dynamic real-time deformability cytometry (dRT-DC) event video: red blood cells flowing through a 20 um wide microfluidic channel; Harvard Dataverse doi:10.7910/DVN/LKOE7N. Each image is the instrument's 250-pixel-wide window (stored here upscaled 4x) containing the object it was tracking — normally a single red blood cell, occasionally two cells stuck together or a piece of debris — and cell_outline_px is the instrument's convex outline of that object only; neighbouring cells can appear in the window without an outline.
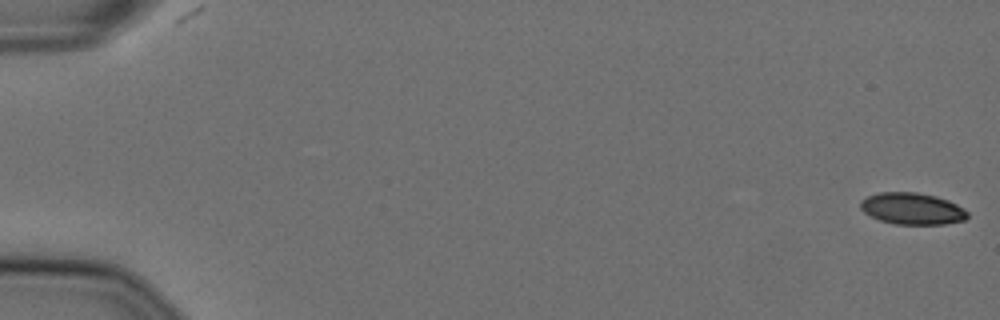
{"species": "Egyptian fruit bat (a non-hibernating species)", "species_latin": "Rousettus aegyptiacus", "temperature_condition": "cold", "stored_images_in_passage": 53, "camera_frame_rate_fps": 3000, "um_per_image_px": 0.085, "animal": {"sex": "female"}, "frame": {"image": 1, "passage_image": 1, "time_ms": 0.0, "image_size_px": [1000, 320], "cell_outline_px": [[968, 216], [964, 220], [944, 224], [896, 224], [880, 220], [864, 212], [860, 208], [860, 200], [868, 196], [880, 192], [916, 192], [936, 196], [948, 200], [964, 208], [968, 212]], "centroid_in_image_um": [77.54, 17.73], "position_along_channel_um": 7.5, "area_um2": 19.71}}
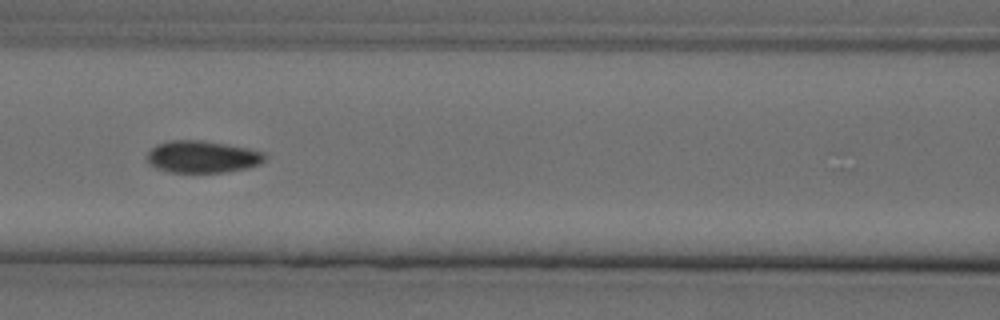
{"frame": {"image": 2, "passage_image": 26, "time_ms": 8.333, "image_size_px": [1000, 320], "cell_outline_px": [[268, 156], [260, 164], [248, 168], [228, 172], [168, 172], [156, 168], [148, 164], [148, 152], [156, 144], [172, 140], [200, 140], [228, 144], [248, 148], [264, 152]], "centroid_in_image_um": [17.22, 13.33], "position_along_channel_um": 149.4, "area_um2": 22.2}}
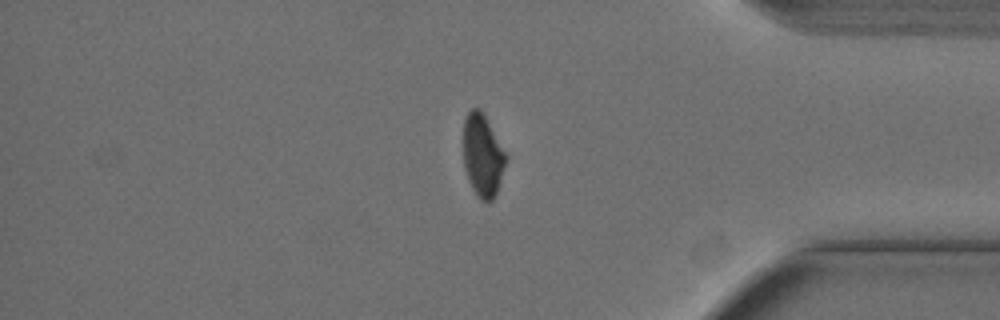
{"frame": {"image": 3, "passage_image": 48, "time_ms": 15.667, "image_size_px": [1000, 320], "cell_outline_px": [[508, 160], [496, 192], [492, 200], [480, 200], [472, 188], [468, 180], [464, 168], [464, 116], [472, 108], [480, 108], [508, 156]], "centroid_in_image_um": [41.03, 13.2], "position_along_channel_um": 394.2, "area_um2": 20.4}}